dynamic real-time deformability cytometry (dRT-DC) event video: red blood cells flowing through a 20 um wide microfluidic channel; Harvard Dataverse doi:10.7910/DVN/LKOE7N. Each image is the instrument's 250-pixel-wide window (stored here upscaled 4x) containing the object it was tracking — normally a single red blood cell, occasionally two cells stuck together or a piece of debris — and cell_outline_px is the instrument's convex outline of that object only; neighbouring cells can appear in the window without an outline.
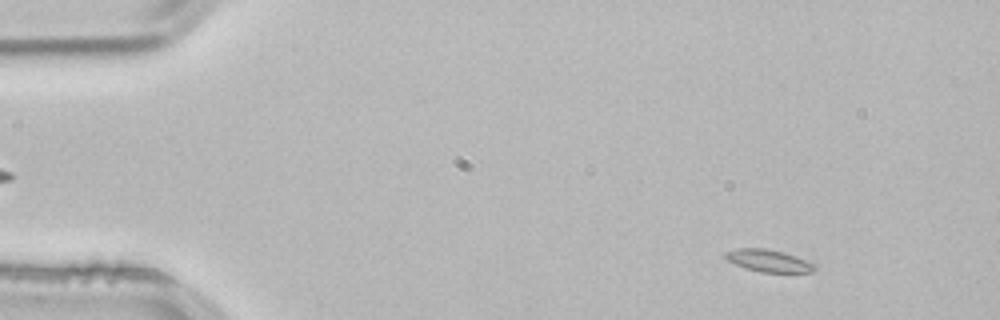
{"species": "common noctule bat (a hibernating species)", "species_latin": "Nyctalus noctula", "temperature_condition": "room temperature", "stored_images_in_passage": 53, "camera_frame_rate_fps": 3000, "um_per_image_px": 0.085, "animal": {"sex": "male", "body_mass_g": 21.5, "forearm_length_mm": 52.0}, "frame": {"image": 1, "passage_image": 6, "time_ms": 1.667, "image_size_px": [1000, 320], "cell_outline_px": [[816, 268], [812, 272], [760, 272], [744, 268], [728, 260], [724, 256], [724, 252], [736, 248], [764, 248], [784, 252], [816, 264]], "centroid_in_image_um": [65.31, 22.16], "position_along_channel_um": 19.7, "area_um2": 11.56}}
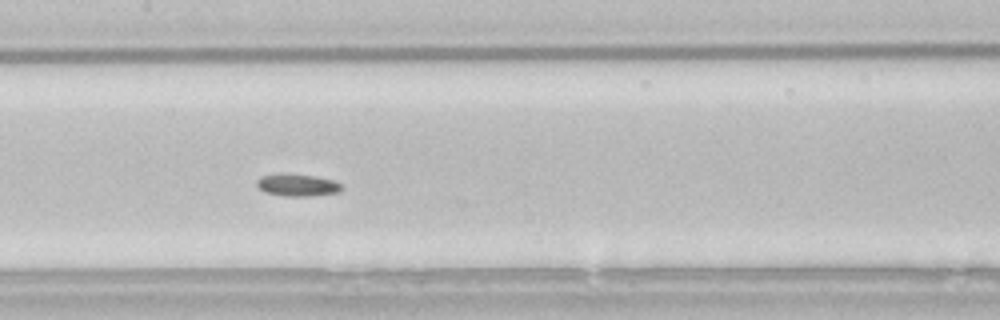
{"frame": {"image": 2, "passage_image": 26, "time_ms": 8.333, "image_size_px": [1000, 320], "cell_outline_px": [[340, 192], [308, 196], [284, 196], [264, 192], [256, 184], [256, 180], [260, 176], [276, 172], [284, 172], [312, 176], [336, 180], [340, 184]], "centroid_in_image_um": [25.21, 15.7], "position_along_channel_um": 182.2, "area_um2": 11.21}}
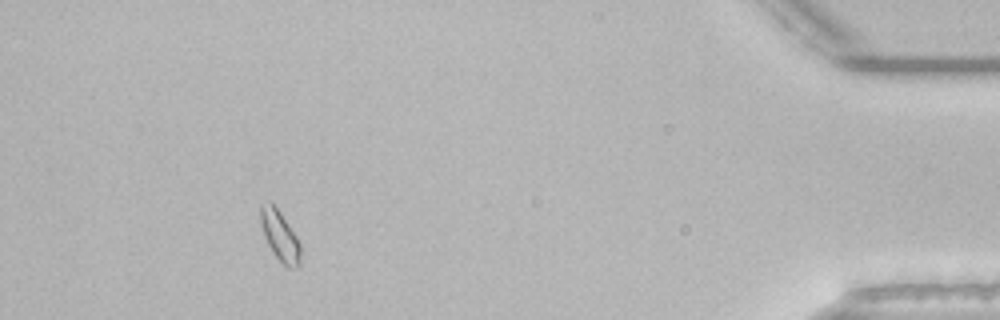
{"frame": {"image": 3, "passage_image": 49, "time_ms": 16.0, "image_size_px": [1000, 320], "cell_outline_px": [[300, 264], [296, 268], [288, 268], [272, 252], [264, 236], [260, 224], [260, 204], [268, 200], [280, 212], [296, 236], [300, 244]], "centroid_in_image_um": [23.77, 20.03], "position_along_channel_um": 411.4, "area_um2": 11.62}, "authors_computed_cell_mechanics": {"area_um2": 11.0398, "velocity_mm_per_s": 3.8068, "shape_relaxation_time_tau1_ms": 2.6602, "shape_relaxation_time_tau2_ms": null, "deformation_change_tau1": 0.0615, "deformation_change_tau2": null}}